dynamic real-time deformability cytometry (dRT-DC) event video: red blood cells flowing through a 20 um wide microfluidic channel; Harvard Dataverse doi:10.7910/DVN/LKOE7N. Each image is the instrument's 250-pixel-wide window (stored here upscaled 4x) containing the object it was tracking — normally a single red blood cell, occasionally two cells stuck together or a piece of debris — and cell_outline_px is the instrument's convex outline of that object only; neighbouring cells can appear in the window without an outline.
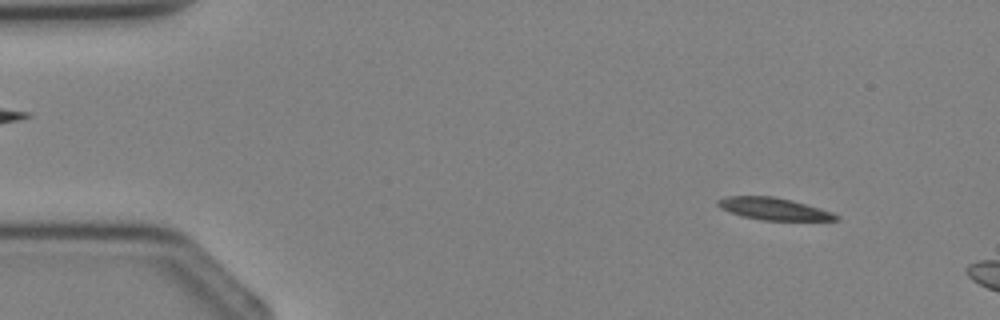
{"species": "Egyptian fruit bat (a non-hibernating species)", "species_latin": "Rousettus aegyptiacus", "temperature_condition": "cold", "stored_images_in_passage": 4, "camera_frame_rate_fps": 3000, "um_per_image_px": 0.085, "animal": {"sex": "female"}, "frame": {"image": 1, "passage_image": 4, "time_ms": 3.667, "image_size_px": [1000, 320], "cell_outline_px": [[840, 220], [764, 220], [744, 216], [720, 208], [716, 204], [716, 200], [728, 196], [772, 196], [792, 200], [820, 208], [832, 212], [840, 216]], "centroid_in_image_um": [65.78, 17.74], "position_along_channel_um": 19.2, "area_um2": 15.09}}